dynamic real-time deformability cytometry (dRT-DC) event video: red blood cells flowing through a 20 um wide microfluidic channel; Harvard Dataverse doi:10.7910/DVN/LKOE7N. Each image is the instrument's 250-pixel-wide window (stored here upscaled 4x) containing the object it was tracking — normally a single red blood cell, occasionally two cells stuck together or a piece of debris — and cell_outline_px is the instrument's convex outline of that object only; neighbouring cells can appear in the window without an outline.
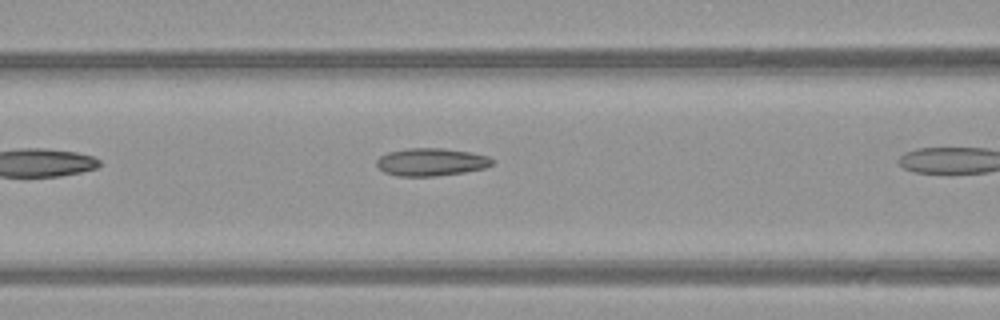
{"species": "common noctule bat (a hibernating species)", "species_latin": "Nyctalus noctula", "temperature_condition": "warm", "stored_images_in_passage": 4, "camera_frame_rate_fps": 3000, "um_per_image_px": 0.085, "animal": {"sex": "female", "body_mass_g": 21.9}, "frame": {"image": 1, "passage_image": 3, "time_ms": 0.667, "image_size_px": [1000, 320], "cell_outline_px": [[496, 160], [492, 164], [484, 168], [464, 172], [436, 176], [396, 176], [384, 172], [376, 164], [376, 160], [380, 156], [388, 152], [408, 148], [440, 148], [472, 152], [488, 156]], "centroid_in_image_um": [36.66, 13.77], "position_along_channel_um": 129.9, "area_um2": 18.73}}